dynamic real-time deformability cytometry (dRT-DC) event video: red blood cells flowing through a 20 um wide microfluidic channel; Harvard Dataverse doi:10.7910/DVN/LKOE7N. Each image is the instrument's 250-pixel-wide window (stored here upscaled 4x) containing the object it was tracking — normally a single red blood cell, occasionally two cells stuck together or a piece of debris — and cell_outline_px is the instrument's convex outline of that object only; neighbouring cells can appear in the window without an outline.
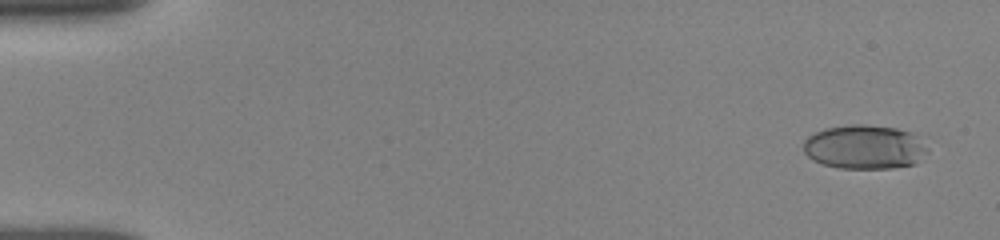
{"species": "human", "species_latin": "Homo sapiens", "temperature_condition": "room temperature", "stored_images_in_passage": 52, "camera_frame_rate_fps": 3000, "um_per_image_px": 0.085, "donor": {"sex": "female"}, "frame": {"image": 1, "passage_image": 2, "time_ms": 0.667, "image_size_px": [1000, 240], "cell_outline_px": [[928, 152], [916, 164], [892, 168], [840, 168], [824, 164], [812, 160], [804, 152], [804, 140], [808, 136], [824, 128], [848, 124], [864, 124], [896, 128], [908, 132], [916, 136], [928, 148]], "centroid_in_image_um": [73.48, 12.49], "position_along_channel_um": 11.5, "area_um2": 31.96}}
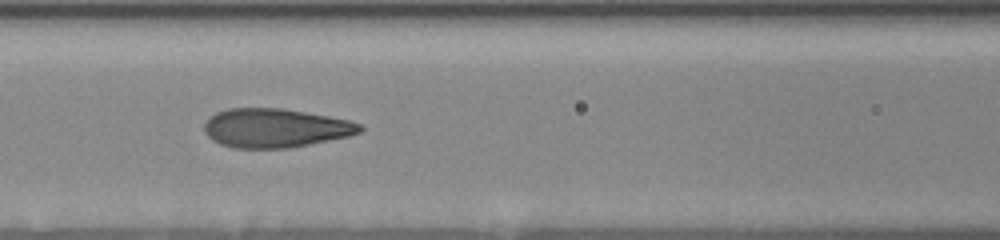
{"frame": {"image": 2, "passage_image": 30, "time_ms": 7.667, "image_size_px": [1000, 240], "cell_outline_px": [[364, 128], [360, 132], [348, 136], [288, 148], [232, 148], [220, 144], [212, 140], [204, 132], [204, 124], [216, 112], [228, 108], [284, 108], [352, 120], [360, 124]], "centroid_in_image_um": [23.4, 10.87], "position_along_channel_um": 143.2, "area_um2": 35.37}}
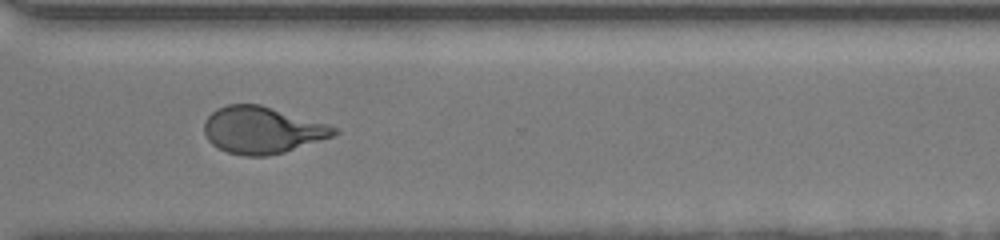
{"frame": {"image": 3, "passage_image": 51, "time_ms": 13.0, "image_size_px": [1000, 240], "cell_outline_px": [[340, 132], [332, 136], [284, 152], [268, 156], [244, 156], [228, 152], [212, 144], [208, 140], [204, 132], [204, 120], [216, 108], [228, 104], [260, 104], [328, 124], [340, 128]], "centroid_in_image_um": [22.28, 11.05], "position_along_channel_um": 348.3, "area_um2": 35.43}}